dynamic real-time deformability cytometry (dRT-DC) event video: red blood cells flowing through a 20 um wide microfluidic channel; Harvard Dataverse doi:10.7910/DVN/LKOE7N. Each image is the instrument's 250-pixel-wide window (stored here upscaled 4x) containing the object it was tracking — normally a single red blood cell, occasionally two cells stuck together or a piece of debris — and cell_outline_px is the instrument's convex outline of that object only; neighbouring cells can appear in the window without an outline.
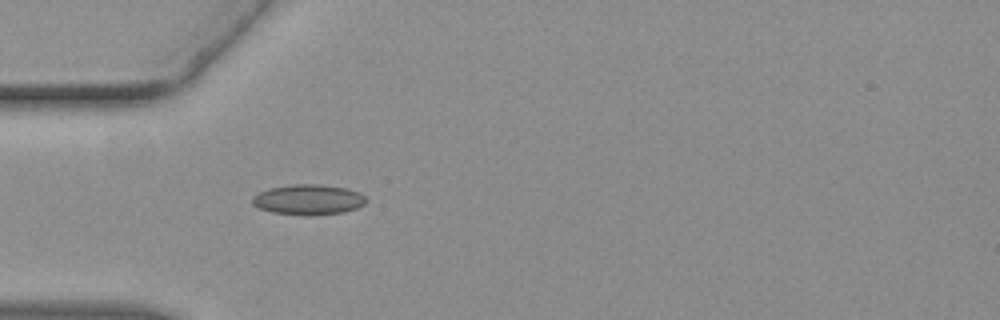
{"species": "common noctule bat (a hibernating species)", "species_latin": "Nyctalus noctula", "temperature_condition": "warm", "stored_images_in_passage": 32, "camera_frame_rate_fps": 3000, "um_per_image_px": 0.085, "animal": {"sex": "female", "body_mass_g": 19.3, "forearm_length_mm": 54.1}, "frame": {"image": 1, "passage_image": 1, "time_ms": 0.0, "image_size_px": [1000, 320], "cell_outline_px": [[364, 200], [360, 204], [352, 208], [336, 212], [276, 212], [264, 208], [256, 204], [252, 200], [256, 196], [272, 188], [340, 188], [352, 192], [360, 196]], "centroid_in_image_um": [26.16, 16.99], "position_along_channel_um": 58.8, "area_um2": 16.18}}
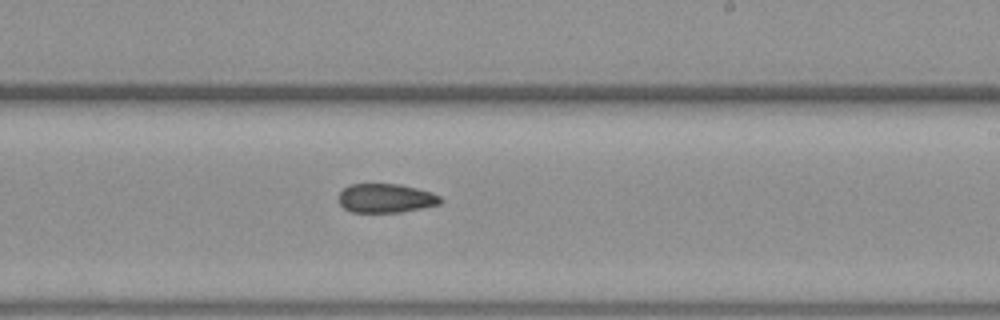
{"frame": {"image": 2, "passage_image": 14, "time_ms": 4.333, "image_size_px": [1000, 320], "cell_outline_px": [[440, 200], [436, 204], [392, 212], [356, 212], [344, 208], [340, 204], [340, 192], [344, 188], [352, 184], [392, 184], [412, 188], [428, 192], [436, 196]], "centroid_in_image_um": [32.65, 16.84], "position_along_channel_um": 256.3, "area_um2": 16.07}}
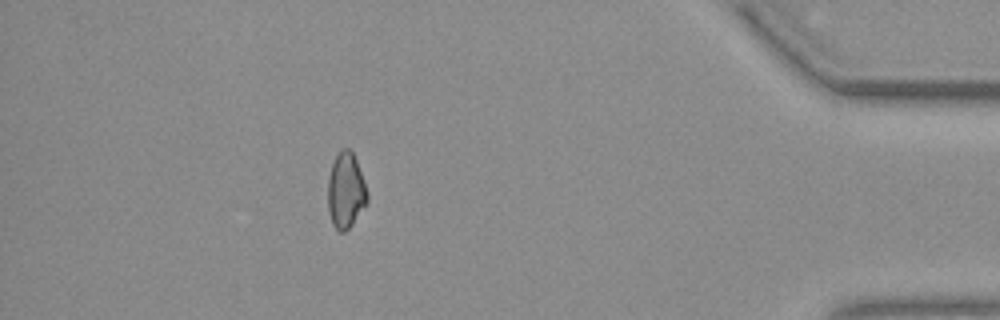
{"frame": {"image": 3, "passage_image": 27, "time_ms": 8.667, "image_size_px": [1000, 320], "cell_outline_px": [[368, 200], [348, 228], [340, 232], [336, 228], [332, 220], [328, 208], [328, 184], [332, 164], [336, 156], [344, 148], [348, 148], [352, 152], [360, 172], [368, 196]], "centroid_in_image_um": [29.37, 16.19], "position_along_channel_um": 405.8, "area_um2": 16.47}}